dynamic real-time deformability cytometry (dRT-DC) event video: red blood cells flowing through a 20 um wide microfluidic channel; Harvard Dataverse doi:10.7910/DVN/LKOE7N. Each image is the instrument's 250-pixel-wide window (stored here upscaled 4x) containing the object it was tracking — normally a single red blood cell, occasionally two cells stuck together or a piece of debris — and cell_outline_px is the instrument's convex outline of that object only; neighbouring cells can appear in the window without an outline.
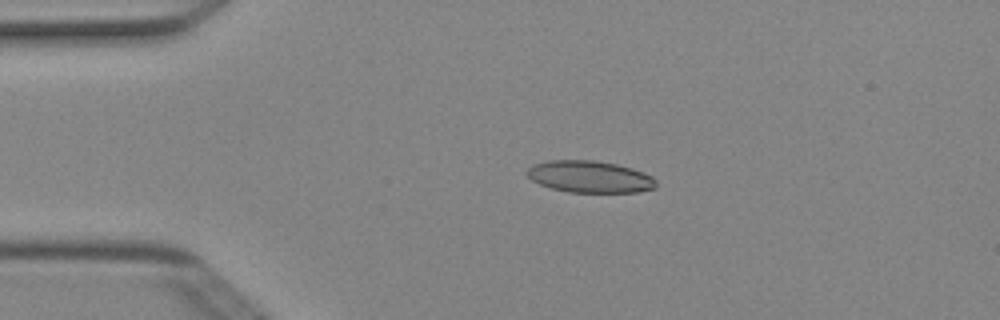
{"species": "Egyptian fruit bat (a non-hibernating species)", "species_latin": "Rousettus aegyptiacus", "temperature_condition": "cold", "stored_images_in_passage": 2, "camera_frame_rate_fps": 3000, "um_per_image_px": 0.085, "animal": {"sex": "female"}, "frame": {"image": 1, "passage_image": 2, "time_ms": 0.333, "image_size_px": [1000, 320], "cell_outline_px": [[656, 188], [636, 192], [568, 192], [552, 188], [540, 184], [532, 180], [524, 172], [532, 164], [548, 160], [596, 160], [616, 164], [632, 168], [644, 172], [652, 176], [656, 180]], "centroid_in_image_um": [50.12, 15.01], "position_along_channel_um": 34.9, "area_um2": 24.1}}